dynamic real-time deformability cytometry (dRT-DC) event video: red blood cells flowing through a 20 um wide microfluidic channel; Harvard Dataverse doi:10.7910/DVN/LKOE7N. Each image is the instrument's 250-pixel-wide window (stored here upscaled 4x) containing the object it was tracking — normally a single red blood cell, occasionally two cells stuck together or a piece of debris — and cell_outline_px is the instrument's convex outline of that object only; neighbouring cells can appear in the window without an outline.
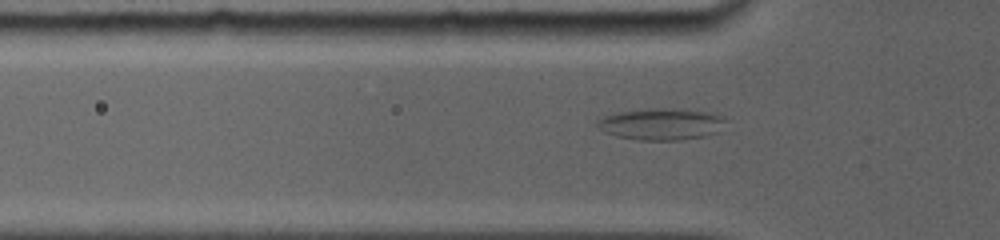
{"species": "common noctule bat (a hibernating species)", "species_latin": "Nyctalus noctula", "temperature_condition": "room temperature", "stored_images_in_passage": 55, "camera_frame_rate_fps": 5000, "um_per_image_px": 0.085, "animal": {"sex": "female", "body_mass_g": 19.0, "forearm_length_mm": 56.7}, "frame": {"image": 1, "passage_image": 6, "time_ms": 1.8, "image_size_px": [1000, 240], "cell_outline_px": [[724, 120], [716, 132], [704, 136], [680, 140], [640, 140], [616, 136], [604, 132], [596, 124], [596, 120], [604, 116], [620, 112], [652, 108], [672, 108], [704, 112], [720, 116]], "centroid_in_image_um": [56.12, 10.55], "position_along_channel_um": 69.7, "area_um2": 23.18}}
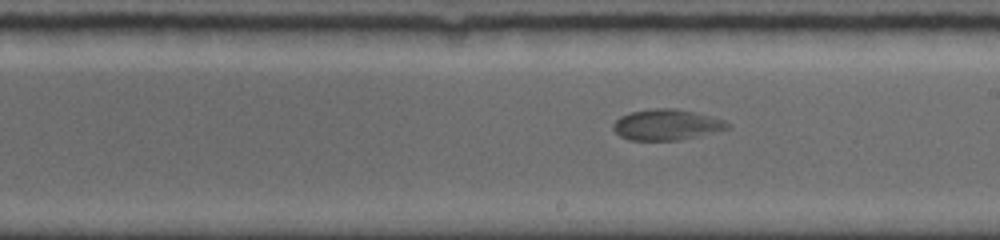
{"frame": {"image": 2, "passage_image": 25, "time_ms": 6.0, "image_size_px": [1000, 240], "cell_outline_px": [[732, 124], [728, 128], [700, 136], [680, 140], [628, 140], [620, 136], [612, 128], [612, 124], [620, 116], [632, 112], [656, 108], [676, 108], [696, 112], [724, 120]], "centroid_in_image_um": [56.66, 10.6], "position_along_channel_um": 232.3, "area_um2": 20.58}}
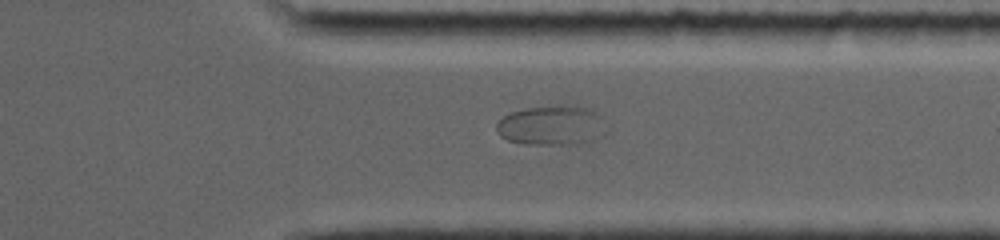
{"frame": {"image": 3, "passage_image": 45, "time_ms": 9.4, "image_size_px": [1000, 240], "cell_outline_px": [[600, 120], [588, 140], [580, 144], [524, 144], [508, 140], [500, 136], [496, 132], [496, 124], [504, 116], [512, 112], [524, 108], [560, 104], [572, 104], [588, 108], [600, 116]], "centroid_in_image_um": [46.67, 10.62], "position_along_channel_um": 364.7, "area_um2": 24.39}}